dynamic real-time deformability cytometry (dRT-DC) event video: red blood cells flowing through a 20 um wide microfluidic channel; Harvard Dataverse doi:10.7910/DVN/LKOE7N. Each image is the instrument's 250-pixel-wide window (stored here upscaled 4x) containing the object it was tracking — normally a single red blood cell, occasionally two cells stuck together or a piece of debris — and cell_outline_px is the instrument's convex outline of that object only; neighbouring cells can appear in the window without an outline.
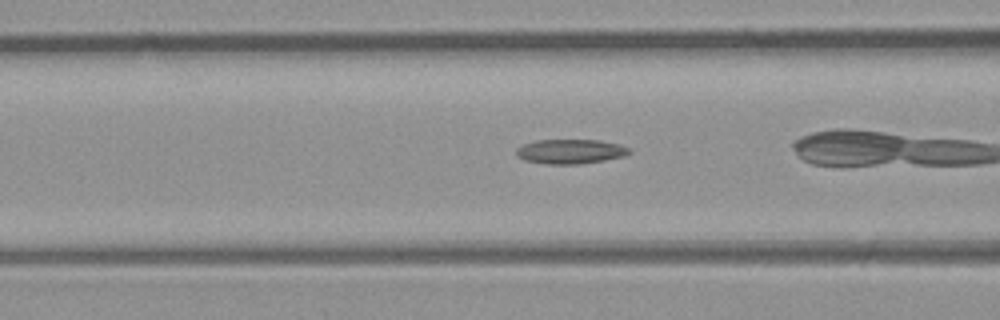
{"species": "common noctule bat (a hibernating species)", "species_latin": "Nyctalus noctula", "temperature_condition": "room temperature", "stored_images_in_passage": 35, "camera_frame_rate_fps": 3000, "um_per_image_px": 0.085, "animal": {"sex": "male", "body_mass_g": 23.1, "forearm_length_mm": 52.7}, "frame": {"image": 1, "passage_image": 16, "time_ms": 5.0, "image_size_px": [1000, 320], "cell_outline_px": [[632, 152], [624, 156], [604, 160], [580, 164], [544, 164], [524, 160], [516, 156], [516, 148], [524, 144], [536, 140], [600, 140], [620, 144], [628, 148]], "centroid_in_image_um": [48.47, 12.88], "position_along_channel_um": 118.1, "area_um2": 16.24}}
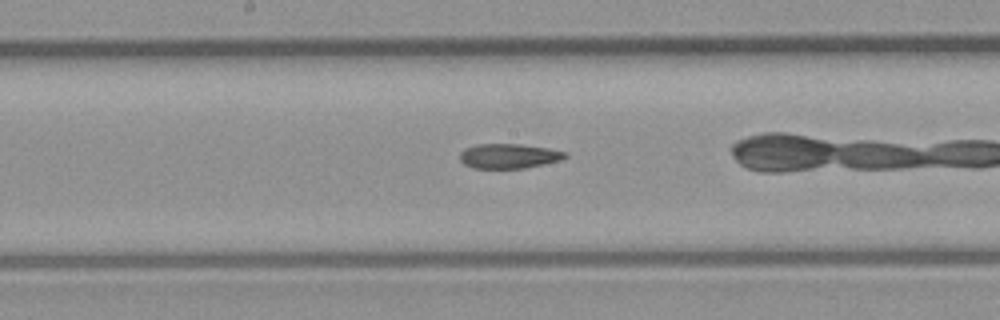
{"frame": {"image": 2, "passage_image": 22, "time_ms": 7.0, "image_size_px": [1000, 320], "cell_outline_px": [[568, 156], [560, 160], [544, 164], [524, 168], [472, 168], [464, 164], [460, 160], [460, 152], [464, 148], [476, 144], [516, 144], [548, 148], [568, 152]], "centroid_in_image_um": [43.24, 13.26], "position_along_channel_um": 205.0, "area_um2": 15.2}}
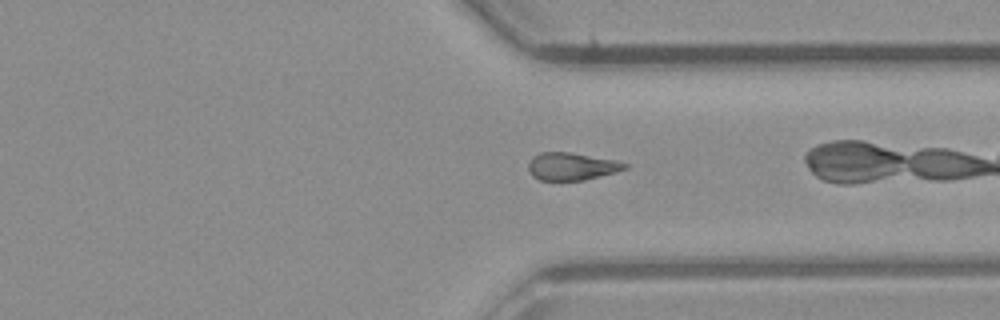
{"frame": {"image": 3, "passage_image": 33, "time_ms": 10.667, "image_size_px": [1000, 320], "cell_outline_px": [[628, 168], [616, 172], [584, 180], [540, 180], [532, 176], [528, 172], [528, 164], [532, 156], [540, 152], [568, 152], [616, 160], [628, 164]], "centroid_in_image_um": [48.57, 14.14], "position_along_channel_um": 362.8, "area_um2": 15.55}}